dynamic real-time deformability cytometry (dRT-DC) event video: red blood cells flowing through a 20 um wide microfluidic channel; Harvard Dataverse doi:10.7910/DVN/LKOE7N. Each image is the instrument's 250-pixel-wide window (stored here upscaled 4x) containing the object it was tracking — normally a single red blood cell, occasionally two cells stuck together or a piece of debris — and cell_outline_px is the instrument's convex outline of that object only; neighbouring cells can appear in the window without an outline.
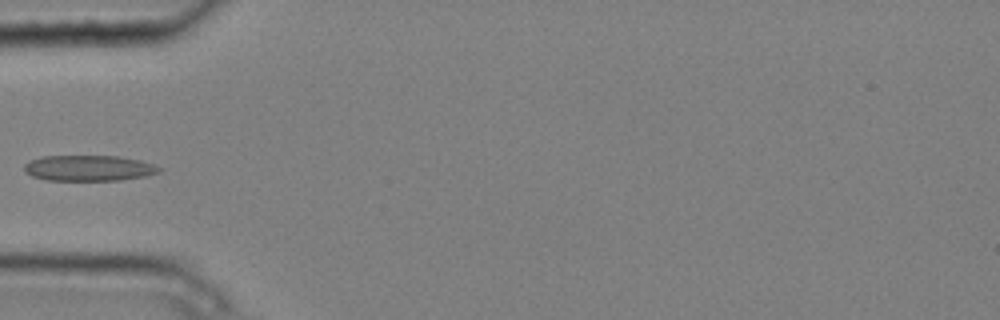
{"species": "common noctule bat (a hibernating species)", "species_latin": "Nyctalus noctula", "temperature_condition": "cold", "stored_images_in_passage": 4, "camera_frame_rate_fps": 3000, "um_per_image_px": 0.085, "animal": {"sex": "male", "body_mass_g": 20.4}, "frame": {"image": 1, "passage_image": 4, "time_ms": 1.0, "image_size_px": [1000, 320], "cell_outline_px": [[164, 168], [160, 172], [148, 176], [120, 180], [44, 180], [32, 176], [24, 172], [24, 164], [28, 160], [40, 156], [116, 156], [140, 160]], "centroid_in_image_um": [7.53, 14.29], "position_along_channel_um": 77.5, "area_um2": 20.46}}